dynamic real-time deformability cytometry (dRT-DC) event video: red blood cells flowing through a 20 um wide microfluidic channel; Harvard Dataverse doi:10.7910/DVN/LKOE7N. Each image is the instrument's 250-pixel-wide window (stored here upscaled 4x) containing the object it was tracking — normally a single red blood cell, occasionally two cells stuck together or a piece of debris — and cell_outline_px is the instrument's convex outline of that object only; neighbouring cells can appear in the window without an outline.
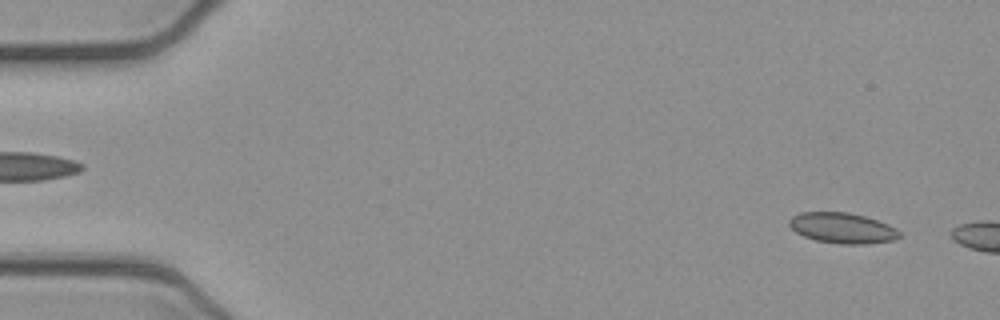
{"species": "common noctule bat (a hibernating species)", "species_latin": "Nyctalus noctula", "temperature_condition": "cold", "stored_images_in_passage": 11, "camera_frame_rate_fps": 3000, "um_per_image_px": 0.085, "animal": {"sex": "female", "body_mass_g": 21.9}, "frame": {"image": 1, "passage_image": 4, "time_ms": 1.0, "image_size_px": [1000, 320], "cell_outline_px": [[900, 236], [896, 240], [868, 244], [840, 244], [816, 240], [804, 236], [796, 232], [788, 224], [788, 220], [792, 216], [800, 212], [848, 212], [864, 216], [888, 224], [896, 228], [900, 232]], "centroid_in_image_um": [71.61, 19.38], "position_along_channel_um": 13.4, "area_um2": 19.71}}